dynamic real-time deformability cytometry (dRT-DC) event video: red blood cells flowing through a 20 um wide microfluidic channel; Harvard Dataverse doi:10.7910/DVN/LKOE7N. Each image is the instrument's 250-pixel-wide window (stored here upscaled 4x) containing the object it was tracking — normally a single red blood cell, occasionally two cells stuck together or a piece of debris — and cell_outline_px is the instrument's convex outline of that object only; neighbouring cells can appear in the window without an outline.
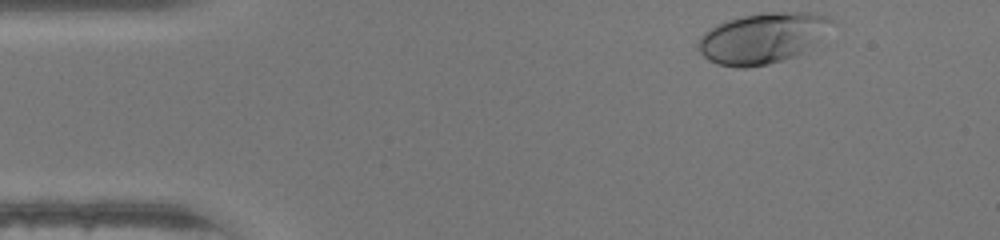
{"species": "human", "species_latin": "Homo sapiens", "temperature_condition": "warm", "stored_images_in_passage": 33, "camera_frame_rate_fps": 3000, "um_per_image_px": 0.085, "donor": {"sex": "female"}, "frame": {"image": 1, "passage_image": 1, "time_ms": 0.0, "image_size_px": [1000, 240], "cell_outline_px": [[832, 20], [816, 40], [796, 56], [768, 64], [744, 68], [736, 68], [716, 64], [708, 60], [696, 48], [696, 44], [700, 36], [704, 32], [716, 24], [728, 20], [760, 12], [812, 12], [828, 16]], "centroid_in_image_um": [64.69, 3.24], "position_along_channel_um": 20.3, "area_um2": 38.9}}
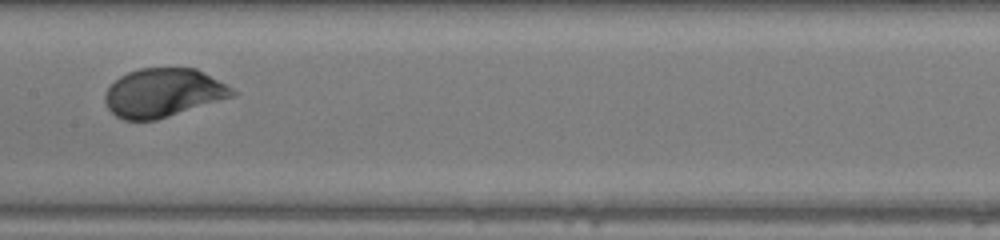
{"frame": {"image": 2, "passage_image": 19, "time_ms": 6.0, "image_size_px": [1000, 240], "cell_outline_px": [[240, 92], [236, 96], [156, 120], [124, 120], [116, 116], [108, 108], [104, 100], [104, 96], [108, 88], [120, 76], [128, 72], [140, 68], [196, 68]], "centroid_in_image_um": [13.9, 7.89], "position_along_channel_um": 193.5, "area_um2": 36.13}}
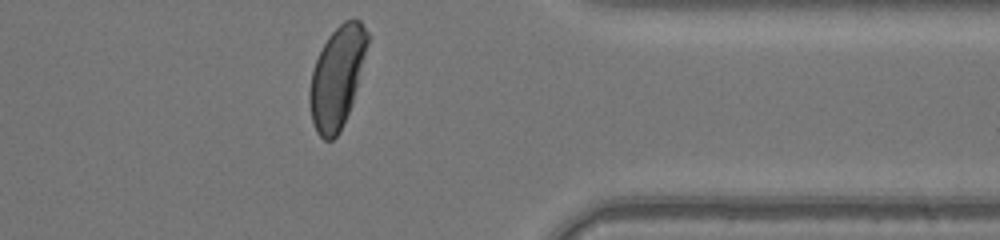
{"frame": {"image": 3, "passage_image": 33, "time_ms": 10.667, "image_size_px": [1000, 240], "cell_outline_px": [[368, 44], [352, 104], [340, 132], [332, 140], [324, 140], [316, 132], [312, 120], [308, 100], [308, 92], [312, 72], [316, 60], [328, 36], [344, 20], [360, 20], [368, 32]], "centroid_in_image_um": [28.64, 6.59], "position_along_channel_um": 382.8, "area_um2": 33.93}, "authors_computed_cell_mechanics": {"area_um2": 36.1828, "velocity_mm_per_s": 4.3472, "shape_relaxation_time_tau1_ms": 2.1528, "shape_relaxation_time_tau2_ms": null, "deformation_change_tau1": 0.1631, "deformation_change_tau2": null}}